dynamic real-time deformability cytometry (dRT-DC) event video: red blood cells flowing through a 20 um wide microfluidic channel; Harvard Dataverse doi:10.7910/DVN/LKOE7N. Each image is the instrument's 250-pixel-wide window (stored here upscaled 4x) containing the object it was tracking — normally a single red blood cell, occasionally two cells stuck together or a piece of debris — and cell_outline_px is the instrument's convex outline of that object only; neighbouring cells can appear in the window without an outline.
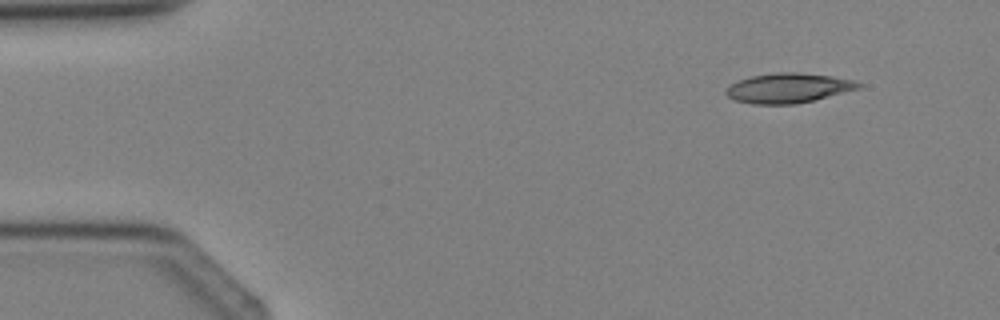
{"species": "Egyptian fruit bat (a non-hibernating species)", "species_latin": "Rousettus aegyptiacus", "temperature_condition": "cold", "stored_images_in_passage": 3, "camera_frame_rate_fps": 3000, "um_per_image_px": 0.085, "animal": {"sex": "female"}, "frame": {"image": 1, "passage_image": 1, "time_ms": 0.0, "image_size_px": [1000, 320], "cell_outline_px": [[860, 88], [796, 104], [752, 104], [736, 100], [728, 96], [724, 92], [732, 84], [740, 80], [752, 76], [776, 72], [796, 72], [832, 76], [852, 80], [860, 84]], "centroid_in_image_um": [66.98, 7.48], "position_along_channel_um": 18.0, "area_um2": 22.54}}
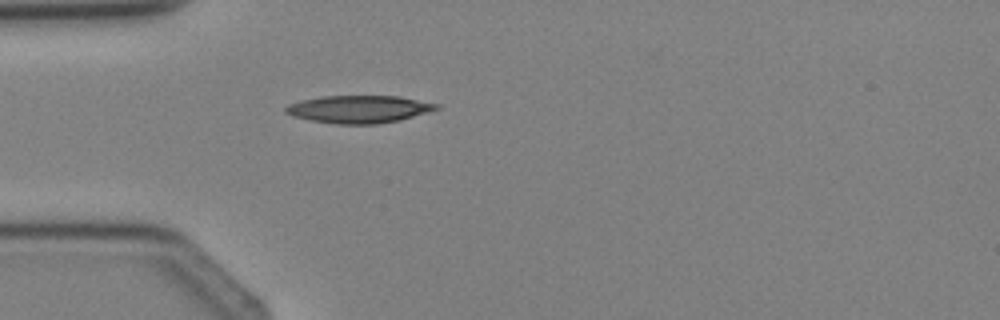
{"frame": {"image": 2, "passage_image": 3, "time_ms": 2.333, "image_size_px": [1000, 320], "cell_outline_px": [[440, 108], [428, 112], [400, 120], [376, 124], [336, 124], [308, 120], [292, 116], [284, 112], [284, 108], [288, 104], [300, 100], [324, 96], [400, 96], [440, 104]], "centroid_in_image_um": [30.49, 9.28], "position_along_channel_um": 54.5, "area_um2": 24.39}}